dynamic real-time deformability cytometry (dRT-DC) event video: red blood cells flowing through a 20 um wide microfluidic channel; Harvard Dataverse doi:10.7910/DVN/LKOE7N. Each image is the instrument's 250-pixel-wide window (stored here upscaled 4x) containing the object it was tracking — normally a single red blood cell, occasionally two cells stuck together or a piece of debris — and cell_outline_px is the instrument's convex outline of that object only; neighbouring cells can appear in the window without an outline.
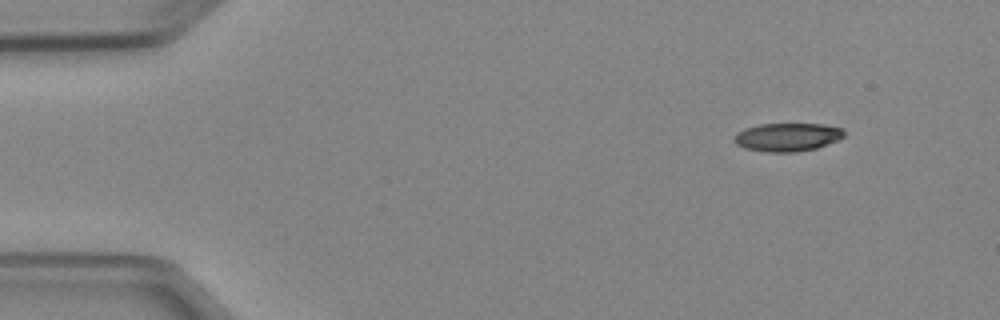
{"species": "Egyptian fruit bat (a non-hibernating species)", "species_latin": "Rousettus aegyptiacus", "temperature_condition": "cold", "stored_images_in_passage": 4, "camera_frame_rate_fps": 3000, "um_per_image_px": 0.085, "animal": {"sex": "female"}, "frame": {"image": 1, "passage_image": 1, "time_ms": 0.0, "image_size_px": [1000, 320], "cell_outline_px": [[844, 136], [836, 140], [816, 148], [796, 152], [768, 152], [744, 148], [736, 144], [732, 140], [732, 136], [736, 132], [744, 128], [760, 124], [824, 124], [840, 128], [844, 132]], "centroid_in_image_um": [66.85, 11.65], "position_along_channel_um": 18.2, "area_um2": 18.15}}
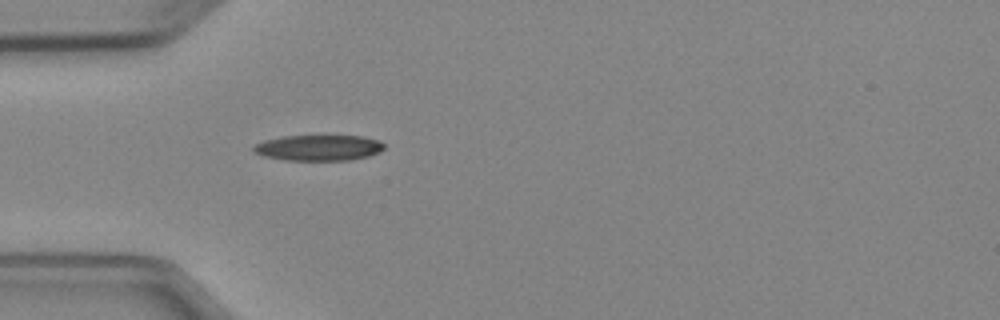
{"frame": {"image": 2, "passage_image": 4, "time_ms": 3.333, "image_size_px": [1000, 320], "cell_outline_px": [[384, 148], [380, 152], [368, 156], [348, 160], [284, 160], [264, 156], [252, 152], [252, 148], [256, 144], [264, 140], [280, 136], [360, 136], [380, 140], [384, 144]], "centroid_in_image_um": [27.06, 12.56], "position_along_channel_um": 57.9, "area_um2": 19.65}}